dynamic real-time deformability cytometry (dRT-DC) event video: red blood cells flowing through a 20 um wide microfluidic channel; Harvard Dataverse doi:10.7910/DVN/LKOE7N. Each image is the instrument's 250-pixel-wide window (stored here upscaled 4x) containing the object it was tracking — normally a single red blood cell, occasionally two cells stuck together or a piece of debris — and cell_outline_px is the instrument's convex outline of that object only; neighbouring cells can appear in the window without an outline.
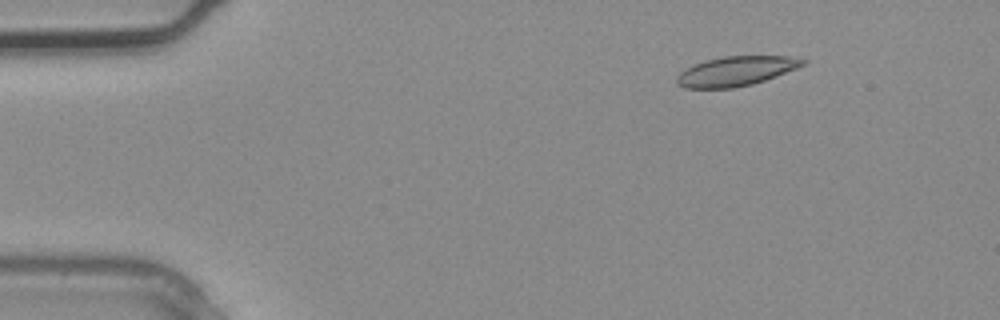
{"species": "common noctule bat (a hibernating species)", "species_latin": "Nyctalus noctula", "temperature_condition": "warm", "stored_images_in_passage": 2, "camera_frame_rate_fps": 3000, "um_per_image_px": 0.085, "animal": {"sex": "male", "body_mass_g": 20.4}, "frame": {"image": 1, "passage_image": 2, "time_ms": 0.333, "image_size_px": [1000, 320], "cell_outline_px": [[808, 60], [804, 64], [796, 68], [776, 76], [752, 84], [732, 88], [684, 88], [676, 84], [676, 76], [680, 72], [696, 64], [708, 60], [724, 56], [792, 56]], "centroid_in_image_um": [62.56, 6.05], "position_along_channel_um": 22.4, "area_um2": 21.5}}